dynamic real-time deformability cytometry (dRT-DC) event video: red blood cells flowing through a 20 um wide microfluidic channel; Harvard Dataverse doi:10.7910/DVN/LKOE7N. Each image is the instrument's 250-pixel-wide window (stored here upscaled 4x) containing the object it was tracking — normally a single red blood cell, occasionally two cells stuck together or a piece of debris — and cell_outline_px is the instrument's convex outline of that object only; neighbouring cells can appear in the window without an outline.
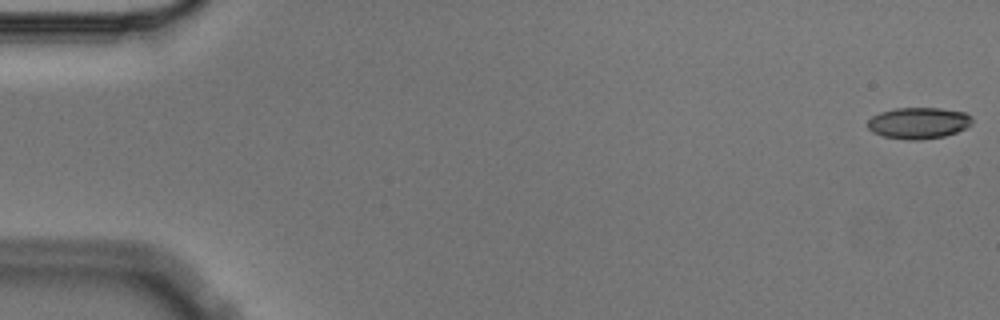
{"species": "Egyptian fruit bat (a non-hibernating species)", "species_latin": "Rousettus aegyptiacus", "temperature_condition": "cold", "stored_images_in_passage": 4, "camera_frame_rate_fps": 3000, "um_per_image_px": 0.085, "animal": {"sex": "male"}, "frame": {"image": 1, "passage_image": 1, "time_ms": 0.0, "image_size_px": [1000, 320], "cell_outline_px": [[972, 124], [956, 132], [944, 136], [920, 140], [908, 140], [884, 136], [872, 132], [868, 128], [868, 120], [872, 116], [880, 112], [896, 108], [940, 108], [964, 112], [972, 116]], "centroid_in_image_um": [78.07, 10.45], "position_along_channel_um": 6.9, "area_um2": 19.07}}